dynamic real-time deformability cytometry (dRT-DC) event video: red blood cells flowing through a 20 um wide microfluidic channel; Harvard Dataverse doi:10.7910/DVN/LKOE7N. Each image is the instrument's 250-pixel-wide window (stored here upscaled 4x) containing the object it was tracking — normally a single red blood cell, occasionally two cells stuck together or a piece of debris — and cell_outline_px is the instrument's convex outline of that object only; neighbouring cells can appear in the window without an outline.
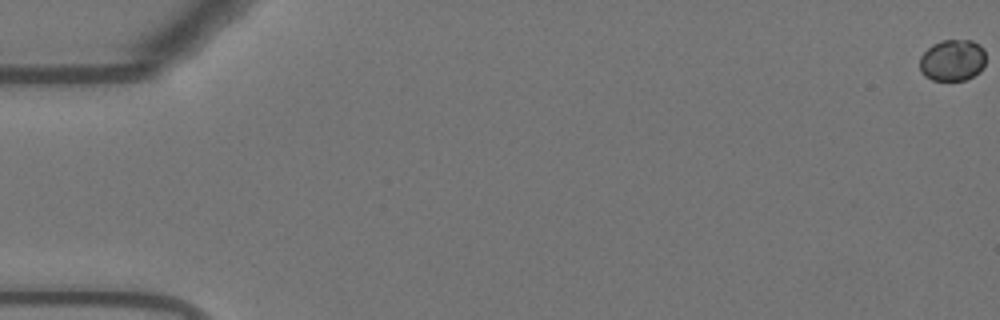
{"species": "Egyptian fruit bat (a non-hibernating species)", "species_latin": "Rousettus aegyptiacus", "temperature_condition": "warm", "stored_images_in_passage": 13, "camera_frame_rate_fps": 3000, "um_per_image_px": 0.085, "animal": {"sex": "female"}, "frame": {"image": 1, "passage_image": 1, "time_ms": 0.0, "image_size_px": [1000, 320], "cell_outline_px": [[984, 64], [980, 72], [964, 80], [932, 80], [924, 76], [920, 72], [920, 56], [932, 44], [940, 40], [972, 40], [980, 44], [984, 48]], "centroid_in_image_um": [80.94, 5.11], "position_along_channel_um": 4.1, "area_um2": 16.13}}